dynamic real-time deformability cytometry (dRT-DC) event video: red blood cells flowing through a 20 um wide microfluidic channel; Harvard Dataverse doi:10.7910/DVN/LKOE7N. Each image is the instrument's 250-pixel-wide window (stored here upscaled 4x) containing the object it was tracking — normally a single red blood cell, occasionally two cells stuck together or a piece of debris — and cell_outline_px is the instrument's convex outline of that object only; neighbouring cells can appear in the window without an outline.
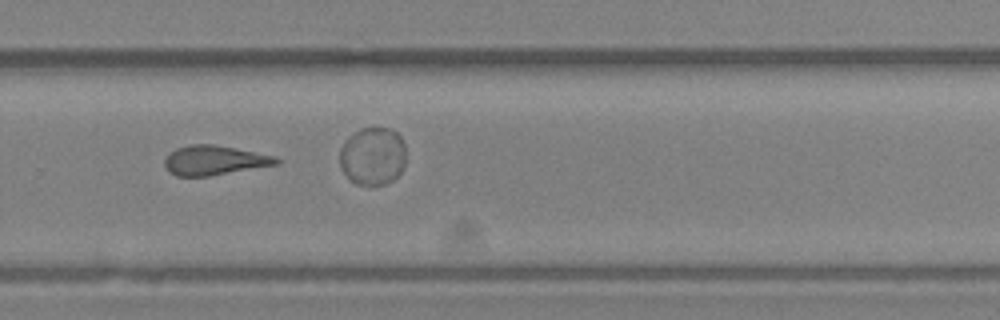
{"species": "Egyptian fruit bat (a non-hibernating species)", "species_latin": "Rousettus aegyptiacus", "temperature_condition": "room temperature", "stored_images_in_passage": 48, "camera_frame_rate_fps": 3000, "um_per_image_px": 0.085, "animal": {"sex": "female"}, "frame": {"image": 1, "passage_image": 31, "time_ms": 10.0, "image_size_px": [1000, 320], "cell_outline_px": [[280, 164], [208, 176], [176, 176], [168, 172], [164, 164], [164, 160], [168, 152], [176, 148], [192, 144], [212, 144], [276, 156], [280, 160]], "centroid_in_image_um": [18.19, 13.63], "position_along_channel_um": 311.6, "area_um2": 19.25}}
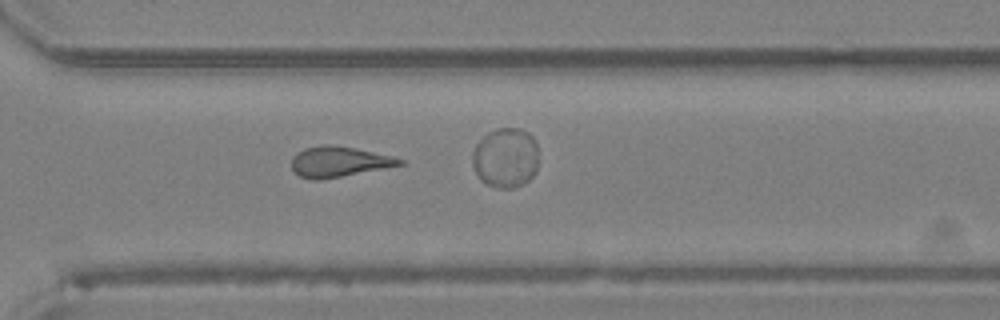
{"frame": {"image": 2, "passage_image": 33, "time_ms": 10.667, "image_size_px": [1000, 320], "cell_outline_px": [[404, 164], [388, 168], [320, 180], [312, 180], [300, 176], [292, 168], [292, 156], [296, 152], [304, 148], [324, 144], [332, 144], [392, 156], [404, 160]], "centroid_in_image_um": [28.79, 13.75], "position_along_channel_um": 341.8, "area_um2": 19.19}}
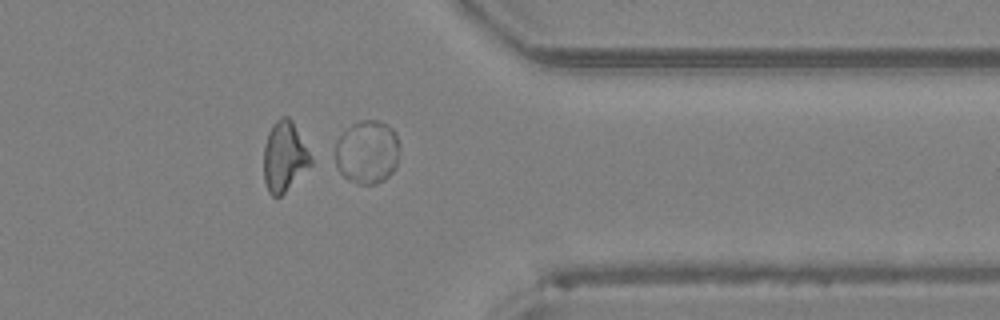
{"frame": {"image": 3, "passage_image": 37, "time_ms": 12.0, "image_size_px": [1000, 320], "cell_outline_px": [[400, 148], [396, 168], [384, 180], [376, 184], [356, 184], [344, 176], [336, 168], [336, 140], [352, 124], [360, 120], [376, 120], [388, 124], [392, 128], [400, 144]], "centroid_in_image_um": [31.23, 12.93], "position_along_channel_um": 380.2, "area_um2": 24.04}}